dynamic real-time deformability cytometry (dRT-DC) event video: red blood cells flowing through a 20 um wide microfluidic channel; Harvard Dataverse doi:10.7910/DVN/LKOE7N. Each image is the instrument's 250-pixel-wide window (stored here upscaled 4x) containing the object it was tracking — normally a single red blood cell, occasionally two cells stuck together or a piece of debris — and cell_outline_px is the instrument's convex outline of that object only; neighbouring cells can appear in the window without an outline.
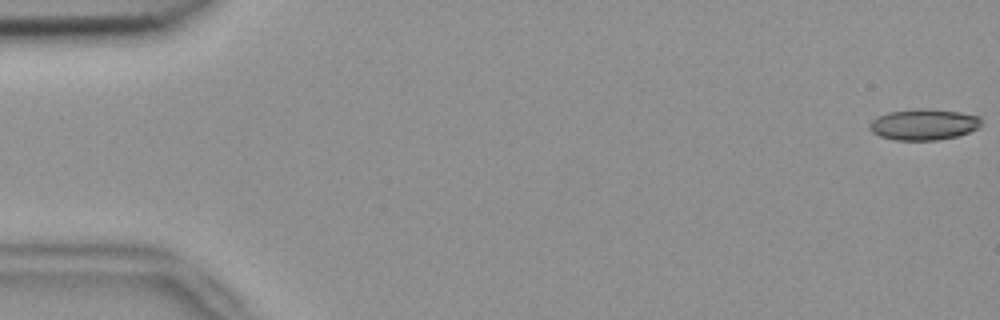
{"species": "common noctule bat (a hibernating species)", "species_latin": "Nyctalus noctula", "temperature_condition": "room temperature", "stored_images_in_passage": 54, "camera_frame_rate_fps": 3000, "um_per_image_px": 0.085, "animal": {"sex": "female", "body_mass_g": 18.4}, "frame": {"image": 1, "passage_image": 1, "time_ms": 0.0, "image_size_px": [1000, 320], "cell_outline_px": [[980, 124], [976, 128], [968, 132], [956, 136], [936, 140], [896, 140], [880, 136], [872, 132], [868, 128], [868, 124], [872, 120], [888, 112], [920, 108], [928, 108], [960, 112], [980, 116]], "centroid_in_image_um": [78.49, 10.57], "position_along_channel_um": 6.5, "area_um2": 20.11}}
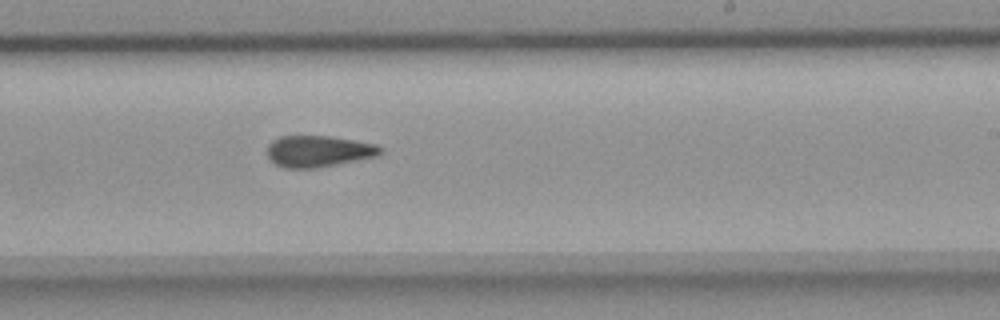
{"frame": {"image": 2, "passage_image": 33, "time_ms": 10.667, "image_size_px": [1000, 320], "cell_outline_px": [[384, 152], [376, 156], [316, 168], [284, 168], [276, 164], [268, 156], [268, 144], [272, 140], [280, 136], [328, 136], [376, 144], [384, 148]], "centroid_in_image_um": [27.07, 12.85], "position_along_channel_um": 261.9, "area_um2": 20.58}}
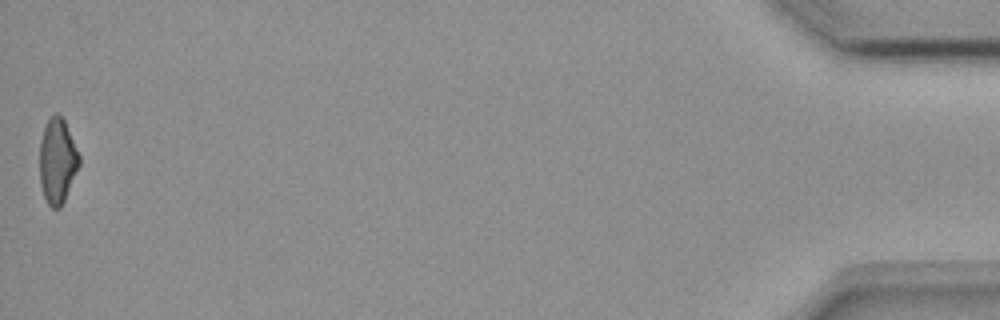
{"frame": {"image": 3, "passage_image": 54, "time_ms": 17.667, "image_size_px": [1000, 320], "cell_outline_px": [[80, 164], [64, 200], [60, 208], [52, 208], [48, 204], [44, 196], [40, 184], [40, 140], [44, 128], [48, 120], [56, 112], [64, 120], [80, 156]], "centroid_in_image_um": [4.87, 13.69], "position_along_channel_um": 430.3, "area_um2": 19.36}, "authors_computed_cell_mechanics": {"area_um2": 20.8369, "velocity_mm_per_s": 3.7843, "shape_relaxation_time_tau1_ms": null, "shape_relaxation_time_tau2_ms": 6.2287, "deformation_change_tau1": null, "deformation_change_tau2": 0.1519}}